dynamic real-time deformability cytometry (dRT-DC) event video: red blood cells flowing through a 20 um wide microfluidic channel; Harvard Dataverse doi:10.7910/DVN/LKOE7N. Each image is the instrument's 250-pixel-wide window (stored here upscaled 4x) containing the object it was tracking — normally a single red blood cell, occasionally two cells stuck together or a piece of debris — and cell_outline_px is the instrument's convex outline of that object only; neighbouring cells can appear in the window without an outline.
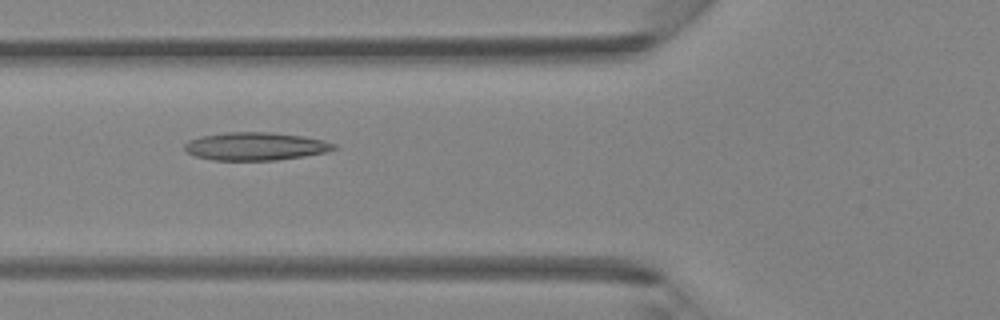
{"species": "Egyptian fruit bat (a non-hibernating species)", "species_latin": "Rousettus aegyptiacus", "temperature_condition": "room temperature", "stored_images_in_passage": 5, "camera_frame_rate_fps": 3000, "um_per_image_px": 0.085, "animal": {"sex": "female"}, "frame": {"image": 1, "passage_image": 5, "time_ms": 1.333, "image_size_px": [1000, 320], "cell_outline_px": [[340, 148], [324, 152], [304, 156], [276, 160], [212, 160], [196, 156], [188, 152], [184, 148], [184, 144], [188, 140], [200, 136], [228, 132], [268, 132], [304, 136], [324, 140], [336, 144]], "centroid_in_image_um": [21.74, 12.43], "position_along_channel_um": 104.1, "area_um2": 24.39}}